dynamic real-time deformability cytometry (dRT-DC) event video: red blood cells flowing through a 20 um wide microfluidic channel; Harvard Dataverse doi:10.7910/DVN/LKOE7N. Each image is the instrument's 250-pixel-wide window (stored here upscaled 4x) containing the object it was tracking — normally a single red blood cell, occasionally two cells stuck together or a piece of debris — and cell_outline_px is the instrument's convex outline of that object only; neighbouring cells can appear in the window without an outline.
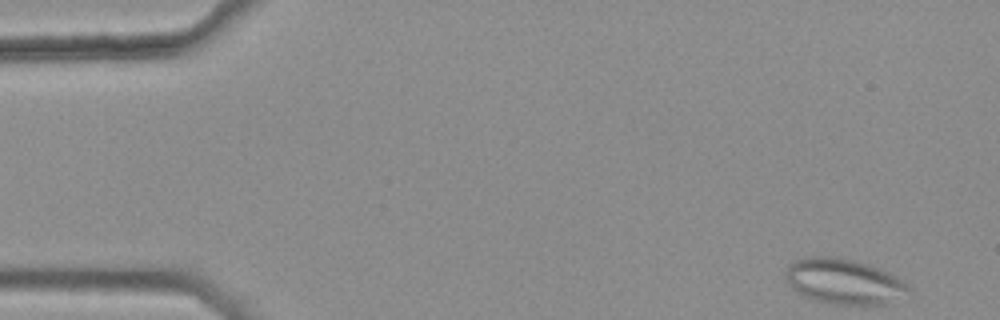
{"species": "common noctule bat (a hibernating species)", "species_latin": "Nyctalus noctula", "temperature_condition": "warm", "stored_images_in_passage": 41, "camera_frame_rate_fps": 3000, "um_per_image_px": 0.085, "animal": {"sex": "female", "body_mass_g": 25.1}, "frame": {"image": 1, "passage_image": 1, "time_ms": 0.0, "image_size_px": [1000, 320], "cell_outline_px": [[908, 288], [888, 304], [832, 304], [816, 300], [804, 296], [792, 288], [784, 280], [784, 272], [788, 264], [792, 260], [804, 256], [836, 256], [868, 264], [880, 268], [896, 276], [908, 284]], "centroid_in_image_um": [71.61, 23.88], "position_along_channel_um": 13.4, "area_um2": 32.48}}
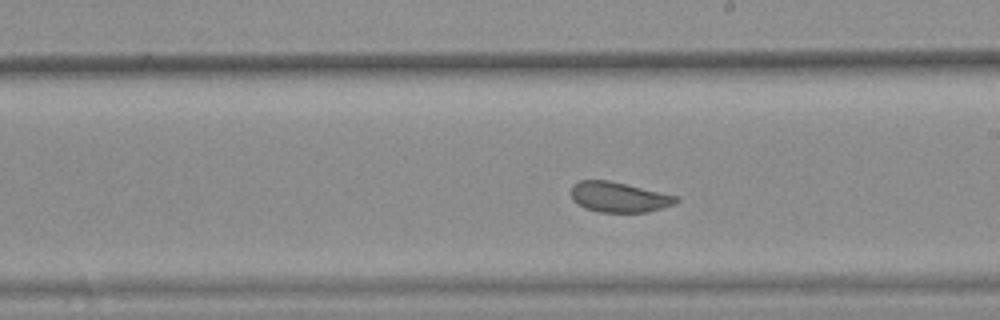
{"frame": {"image": 2, "passage_image": 28, "time_ms": 9.0, "image_size_px": [1000, 320], "cell_outline_px": [[680, 200], [676, 204], [648, 212], [596, 212], [584, 208], [572, 200], [572, 184], [580, 180], [608, 180], [680, 196]], "centroid_in_image_um": [52.64, 16.76], "position_along_channel_um": 236.4, "area_um2": 18.73}}
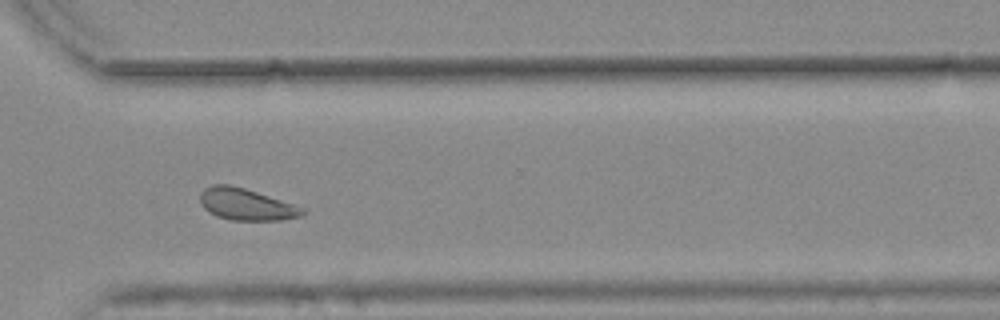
{"frame": {"image": 3, "passage_image": 37, "time_ms": 12.0, "image_size_px": [1000, 320], "cell_outline_px": [[308, 212], [304, 216], [280, 220], [232, 220], [216, 216], [208, 212], [204, 208], [200, 200], [200, 192], [204, 188], [212, 184], [228, 184], [244, 188], [308, 208]], "centroid_in_image_um": [20.99, 17.37], "position_along_channel_um": 349.6, "area_um2": 19.25}, "authors_computed_cell_mechanics": {"area_um2": 19.5364, "velocity_mm_per_s": 3.7534, "shape_relaxation_time_tau1_ms": null, "shape_relaxation_time_tau2_ms": 1.2902, "deformation_change_tau1": null, "deformation_change_tau2": 0.0613}}